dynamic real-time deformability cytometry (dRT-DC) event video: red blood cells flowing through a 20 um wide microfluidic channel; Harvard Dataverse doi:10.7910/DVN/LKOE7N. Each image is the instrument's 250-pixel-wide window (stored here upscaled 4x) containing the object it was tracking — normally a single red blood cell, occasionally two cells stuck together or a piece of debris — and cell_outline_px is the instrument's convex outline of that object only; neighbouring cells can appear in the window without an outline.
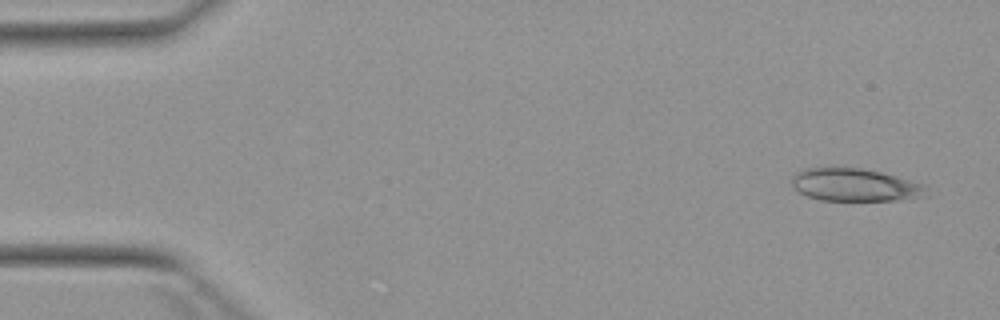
{"species": "Egyptian fruit bat (a non-hibernating species)", "species_latin": "Rousettus aegyptiacus", "temperature_condition": "warm", "stored_images_in_passage": 4, "camera_frame_rate_fps": 3000, "um_per_image_px": 0.085, "animal": {"sex": "female"}, "frame": {"image": 1, "passage_image": 1, "time_ms": 0.0, "image_size_px": [1000, 320], "cell_outline_px": [[928, 196], [896, 200], [820, 200], [808, 196], [792, 188], [792, 176], [796, 172], [804, 168], [860, 168], [880, 172], [928, 184]], "centroid_in_image_um": [72.72, 15.72], "position_along_channel_um": 12.3, "area_um2": 25.84}}
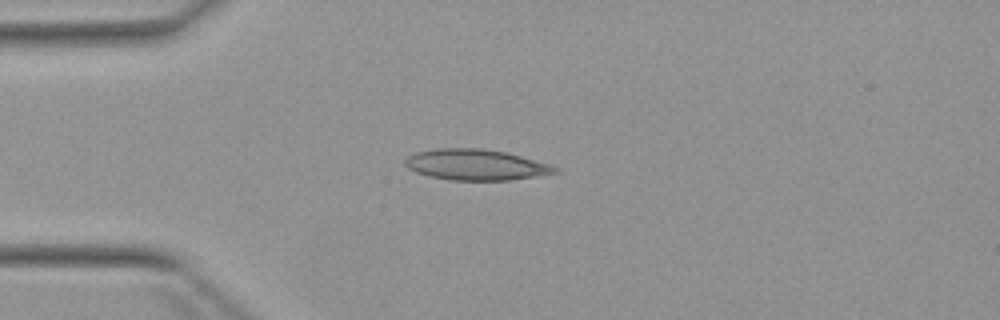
{"frame": {"image": 2, "passage_image": 4, "time_ms": 3.333, "image_size_px": [1000, 320], "cell_outline_px": [[564, 172], [512, 180], [452, 180], [428, 176], [416, 172], [408, 168], [404, 164], [404, 160], [408, 156], [416, 152], [436, 148], [480, 148], [504, 152], [552, 164], [560, 168]], "centroid_in_image_um": [40.5, 14.01], "position_along_channel_um": 44.5, "area_um2": 27.22}}